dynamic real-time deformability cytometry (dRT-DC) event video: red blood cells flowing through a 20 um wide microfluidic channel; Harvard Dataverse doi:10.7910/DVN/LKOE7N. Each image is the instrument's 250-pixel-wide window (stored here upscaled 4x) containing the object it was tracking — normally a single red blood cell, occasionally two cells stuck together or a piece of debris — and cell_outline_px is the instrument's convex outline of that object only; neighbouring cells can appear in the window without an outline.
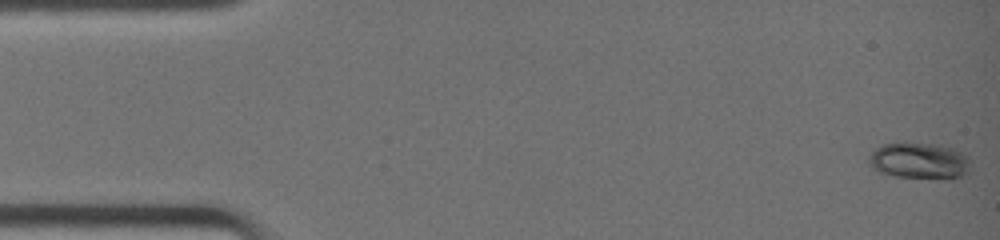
{"species": "common noctule bat (a hibernating species)", "species_latin": "Nyctalus noctula", "temperature_condition": "warm", "stored_images_in_passage": 41, "camera_frame_rate_fps": 3000, "um_per_image_px": 0.085, "animal": {"sex": "female", "body_mass_g": 19.0, "forearm_length_mm": 51.5}, "frame": {"image": 1, "passage_image": 1, "time_ms": 0.0, "image_size_px": [1000, 240], "cell_outline_px": [[972, 160], [968, 172], [960, 176], [948, 180], [940, 180], [896, 176], [876, 172], [868, 164], [868, 156], [876, 148], [884, 144], [904, 140], [940, 144], [952, 148], [968, 156]], "centroid_in_image_um": [78.14, 13.65], "position_along_channel_um": 6.9, "area_um2": 22.66}}
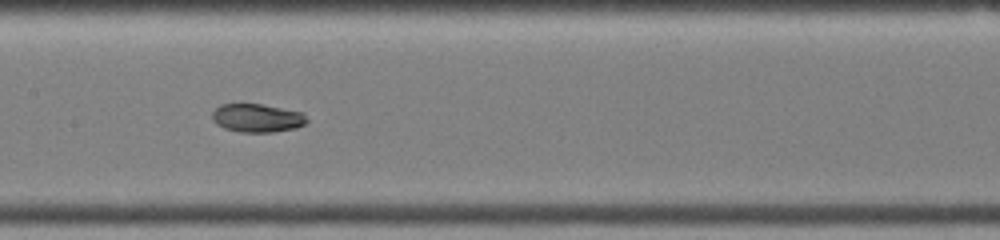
{"frame": {"image": 2, "passage_image": 21, "time_ms": 6.667, "image_size_px": [1000, 240], "cell_outline_px": [[308, 120], [304, 124], [296, 128], [272, 132], [240, 132], [224, 128], [216, 124], [212, 120], [212, 112], [220, 104], [240, 100], [304, 112]], "centroid_in_image_um": [21.81, 9.98], "position_along_channel_um": 185.6, "area_um2": 16.36}}
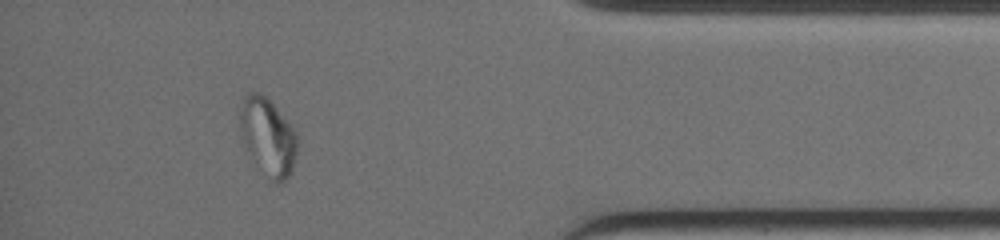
{"frame": {"image": 3, "passage_image": 37, "time_ms": 12.0, "image_size_px": [1000, 240], "cell_outline_px": [[296, 152], [292, 168], [288, 176], [280, 184], [276, 184], [272, 180], [244, 148], [240, 140], [240, 112], [244, 96], [248, 92], [260, 92], [276, 108], [296, 132]], "centroid_in_image_um": [22.73, 11.61], "position_along_channel_um": 412.5, "area_um2": 25.32}, "authors_computed_cell_mechanics": {"area_um2": 17.6868, "velocity_mm_per_s": 4.6895, "shape_relaxation_time_tau1_ms": null, "shape_relaxation_time_tau2_ms": 0.6665, "deformation_change_tau1": null, "deformation_change_tau2": 0.0241}}